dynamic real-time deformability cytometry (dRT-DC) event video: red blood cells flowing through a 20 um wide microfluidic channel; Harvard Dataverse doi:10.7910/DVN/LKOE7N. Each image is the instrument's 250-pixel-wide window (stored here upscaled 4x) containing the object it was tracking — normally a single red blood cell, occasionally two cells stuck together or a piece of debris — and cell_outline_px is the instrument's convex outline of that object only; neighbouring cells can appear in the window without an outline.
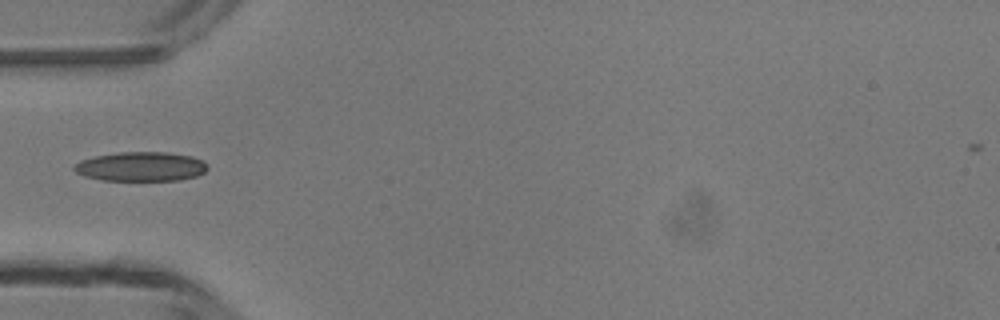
{"species": "common noctule bat (a hibernating species)", "species_latin": "Nyctalus noctula", "temperature_condition": "room temperature", "stored_images_in_passage": 2, "camera_frame_rate_fps": 3000, "um_per_image_px": 0.085, "animal": {"sex": "male", "body_mass_g": 13.3}, "frame": {"image": 1, "passage_image": 1, "time_ms": 0.0, "image_size_px": [1000, 320], "cell_outline_px": [[208, 168], [204, 172], [196, 176], [180, 180], [100, 180], [84, 176], [76, 172], [72, 168], [80, 160], [96, 156], [120, 152], [168, 152], [192, 156], [200, 160]], "centroid_in_image_um": [11.95, 14.16], "position_along_channel_um": 73.0, "area_um2": 22.66}}
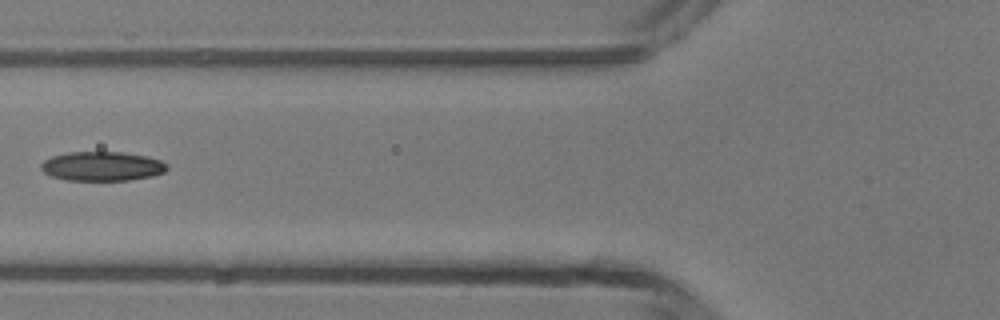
{"frame": {"image": 2, "passage_image": 2, "time_ms": 1.0, "image_size_px": [1000, 320], "cell_outline_px": [[168, 168], [164, 172], [152, 176], [128, 180], [64, 180], [52, 176], [44, 172], [40, 168], [40, 164], [44, 160], [52, 156], [68, 152], [124, 152], [144, 156], [160, 160], [168, 164]], "centroid_in_image_um": [8.66, 14.13], "position_along_channel_um": 117.1, "area_um2": 21.5}}